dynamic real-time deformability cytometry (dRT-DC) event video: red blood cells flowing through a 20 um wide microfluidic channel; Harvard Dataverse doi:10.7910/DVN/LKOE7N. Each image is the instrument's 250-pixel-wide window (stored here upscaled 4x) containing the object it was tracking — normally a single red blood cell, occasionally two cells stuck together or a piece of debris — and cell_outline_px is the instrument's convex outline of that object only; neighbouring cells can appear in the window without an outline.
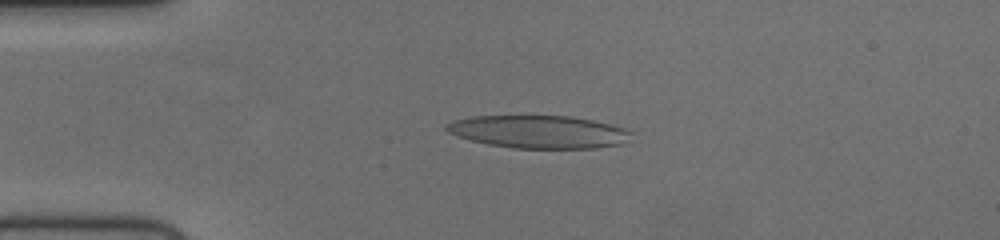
{"species": "human", "species_latin": "Homo sapiens", "temperature_condition": "cold", "stored_images_in_passage": 52, "camera_frame_rate_fps": 3000, "um_per_image_px": 0.085, "donor": {"sex": "female"}, "frame": {"image": 1, "passage_image": 9, "time_ms": 2.667, "image_size_px": [1000, 240], "cell_outline_px": [[632, 132], [620, 144], [596, 148], [512, 148], [488, 144], [472, 140], [448, 132], [444, 128], [444, 124], [452, 120], [472, 116], [572, 116], [612, 124], [624, 128]], "centroid_in_image_um": [45.75, 11.19], "position_along_channel_um": 39.3, "area_um2": 35.14}}
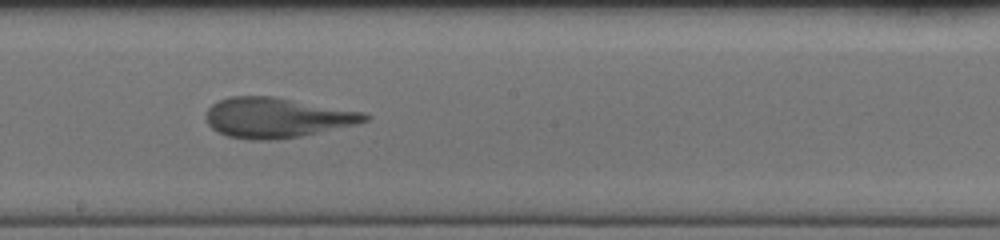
{"frame": {"image": 2, "passage_image": 27, "time_ms": 8.667, "image_size_px": [1000, 240], "cell_outline_px": [[372, 116], [368, 120], [356, 124], [300, 136], [272, 140], [252, 140], [228, 136], [212, 128], [208, 124], [208, 108], [212, 104], [220, 100], [232, 96], [272, 96], [364, 112]], "centroid_in_image_um": [23.55, 10.0], "position_along_channel_um": 224.7, "area_um2": 36.65}}
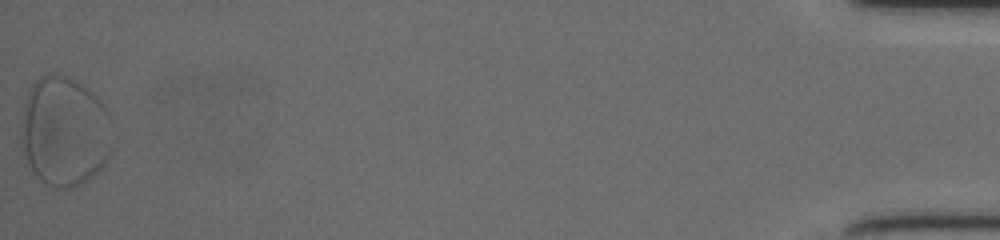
{"frame": {"image": 3, "passage_image": 52, "time_ms": 17.0, "image_size_px": [1000, 240], "cell_outline_px": [[116, 140], [112, 152], [104, 164], [92, 176], [68, 188], [60, 188], [48, 184], [40, 180], [24, 164], [20, 132], [24, 104], [28, 92], [32, 84], [40, 76], [68, 76], [88, 88], [108, 108], [112, 116], [116, 136]], "centroid_in_image_um": [5.53, 11.18], "position_along_channel_um": 429.7, "area_um2": 59.65}}